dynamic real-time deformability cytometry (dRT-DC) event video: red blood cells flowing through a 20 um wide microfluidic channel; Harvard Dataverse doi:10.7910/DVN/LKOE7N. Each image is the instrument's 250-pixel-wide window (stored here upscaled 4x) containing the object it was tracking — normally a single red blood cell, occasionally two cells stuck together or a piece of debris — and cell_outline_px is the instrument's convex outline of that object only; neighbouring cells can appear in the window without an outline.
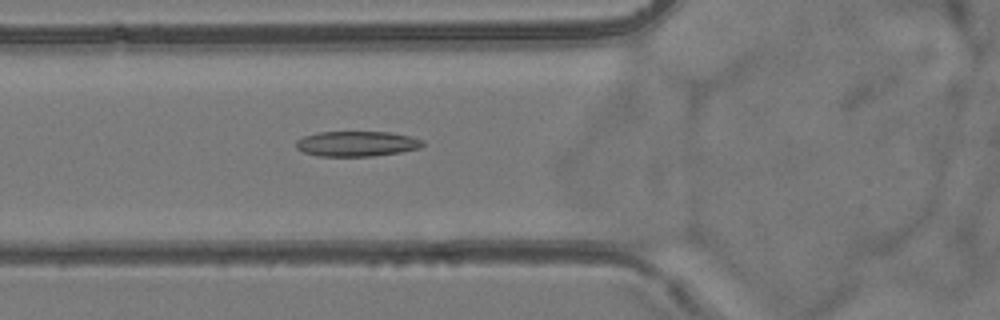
{"species": "common noctule bat (a hibernating species)", "species_latin": "Nyctalus noctula", "temperature_condition": "room temperature", "stored_images_in_passage": 55, "camera_frame_rate_fps": 3000, "um_per_image_px": 0.085, "animal": {"sex": "female", "body_mass_g": 24.6, "forearm_length_mm": 56.2}, "frame": {"image": 1, "passage_image": 21, "time_ms": 6.667, "image_size_px": [1000, 320], "cell_outline_px": [[424, 144], [420, 148], [400, 152], [372, 156], [316, 156], [304, 152], [296, 148], [296, 140], [304, 136], [320, 132], [388, 132], [408, 136], [424, 140]], "centroid_in_image_um": [30.31, 12.22], "position_along_channel_um": 95.5, "area_um2": 18.55}}
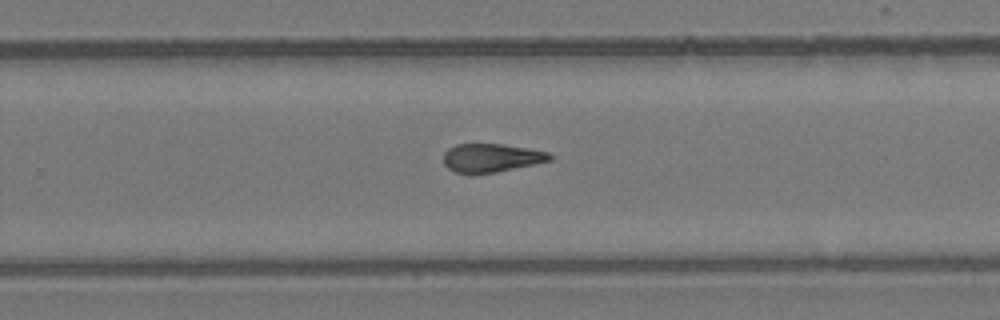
{"frame": {"image": 2, "passage_image": 36, "time_ms": 11.667, "image_size_px": [1000, 320], "cell_outline_px": [[556, 156], [552, 160], [536, 164], [496, 172], [456, 172], [448, 168], [444, 164], [444, 152], [448, 148], [456, 144], [500, 144], [548, 152]], "centroid_in_image_um": [41.8, 13.4], "position_along_channel_um": 288.0, "area_um2": 17.4}}
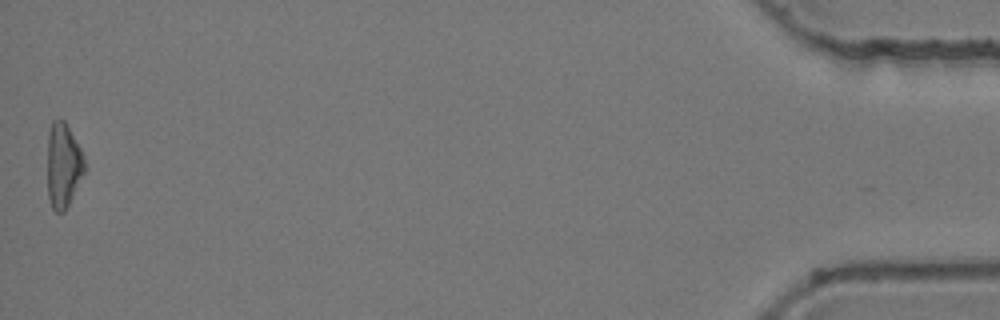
{"frame": {"image": 3, "passage_image": 55, "time_ms": 18.0, "image_size_px": [1000, 320], "cell_outline_px": [[84, 172], [64, 212], [56, 212], [52, 208], [48, 196], [48, 132], [52, 120], [64, 120], [80, 148], [84, 160]], "centroid_in_image_um": [5.35, 14.04], "position_along_channel_um": 429.8, "area_um2": 17.92}, "authors_computed_cell_mechanics": {"area_um2": 18.5538, "velocity_mm_per_s": 3.8463, "shape_relaxation_time_tau1_ms": null, "shape_relaxation_time_tau2_ms": 3.1183, "deformation_change_tau1": null, "deformation_change_tau2": 0.1209}}